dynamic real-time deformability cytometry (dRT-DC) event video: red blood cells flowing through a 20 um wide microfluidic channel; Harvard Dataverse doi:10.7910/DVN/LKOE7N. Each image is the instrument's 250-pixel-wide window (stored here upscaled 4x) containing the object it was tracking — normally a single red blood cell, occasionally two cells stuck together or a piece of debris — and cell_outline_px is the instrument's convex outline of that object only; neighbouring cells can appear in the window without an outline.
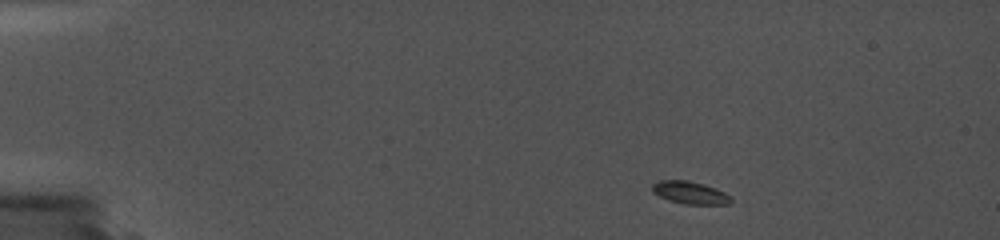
{"species": "common noctule bat (a hibernating species)", "species_latin": "Nyctalus noctula", "temperature_condition": "cold", "stored_images_in_passage": 35, "camera_frame_rate_fps": 5000, "um_per_image_px": 0.085, "animal": {"sex": "female", "body_mass_g": 19.0, "forearm_length_mm": 56.7}, "frame": {"image": 1, "passage_image": 1, "time_ms": 0.0, "image_size_px": [1000, 240], "cell_outline_px": [[732, 200], [728, 204], [684, 204], [668, 200], [652, 192], [652, 184], [660, 180], [688, 180], [704, 184], [716, 188], [724, 192]], "centroid_in_image_um": [58.62, 16.37], "position_along_channel_um": 26.4, "area_um2": 10.29}}
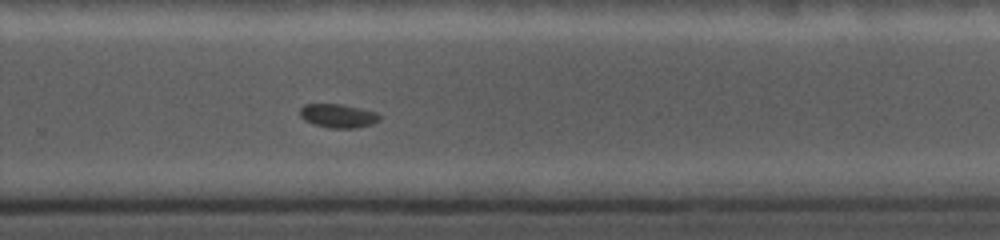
{"frame": {"image": 2, "passage_image": 20, "time_ms": 10.2, "image_size_px": [1000, 240], "cell_outline_px": [[380, 120], [372, 124], [356, 128], [332, 128], [312, 124], [304, 120], [300, 116], [300, 108], [304, 104], [340, 104], [360, 108], [376, 112], [380, 116]], "centroid_in_image_um": [28.72, 9.85], "position_along_channel_um": 301.1, "area_um2": 11.04}}
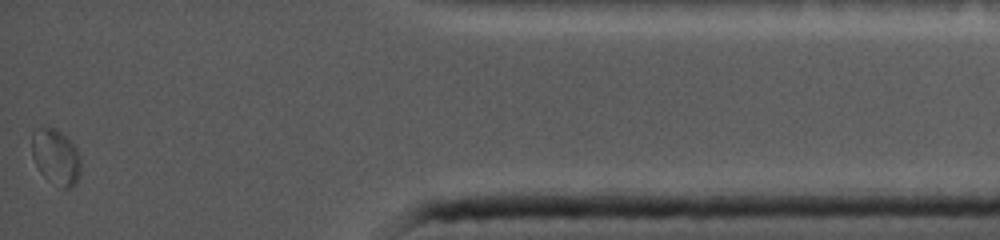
{"frame": {"image": 3, "passage_image": 35, "time_ms": 14.6, "image_size_px": [1000, 240], "cell_outline_px": [[80, 172], [76, 184], [68, 188], [64, 188], [48, 180], [40, 172], [32, 156], [32, 132], [48, 124], [56, 128], [76, 148], [80, 156]], "centroid_in_image_um": [4.74, 13.31], "position_along_channel_um": 430.5, "area_um2": 15.84}}